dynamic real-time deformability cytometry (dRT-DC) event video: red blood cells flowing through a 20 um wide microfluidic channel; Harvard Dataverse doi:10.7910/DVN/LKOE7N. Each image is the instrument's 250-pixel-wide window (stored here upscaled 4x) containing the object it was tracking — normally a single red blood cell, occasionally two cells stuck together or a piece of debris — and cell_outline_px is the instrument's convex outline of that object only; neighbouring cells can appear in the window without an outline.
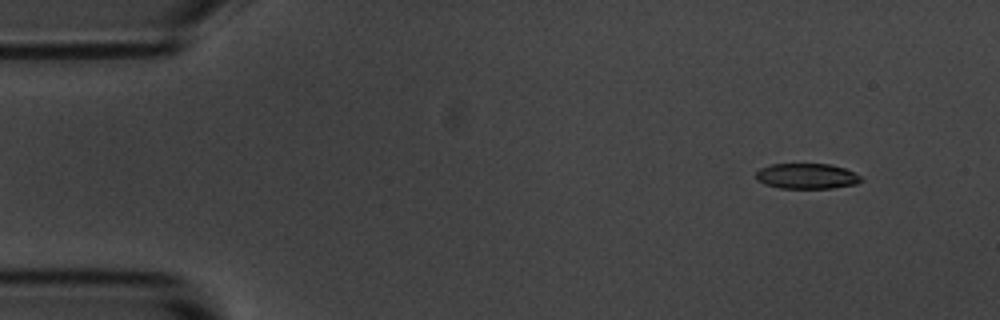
{"species": "common noctule bat (a hibernating species)", "species_latin": "Nyctalus noctula", "temperature_condition": "room temperature", "stored_images_in_passage": 7, "camera_frame_rate_fps": 3000, "um_per_image_px": 0.085, "animal": {"sex": "male", "body_mass_g": 20.1, "forearm_length_mm": 53.5}, "frame": {"image": 1, "passage_image": 2, "time_ms": 1.333, "image_size_px": [1000, 320], "cell_outline_px": [[864, 180], [856, 184], [832, 188], [780, 188], [764, 184], [756, 180], [756, 172], [760, 168], [772, 164], [828, 164], [844, 168], [856, 172]], "centroid_in_image_um": [68.58, 14.97], "position_along_channel_um": 16.4, "area_um2": 15.66}}
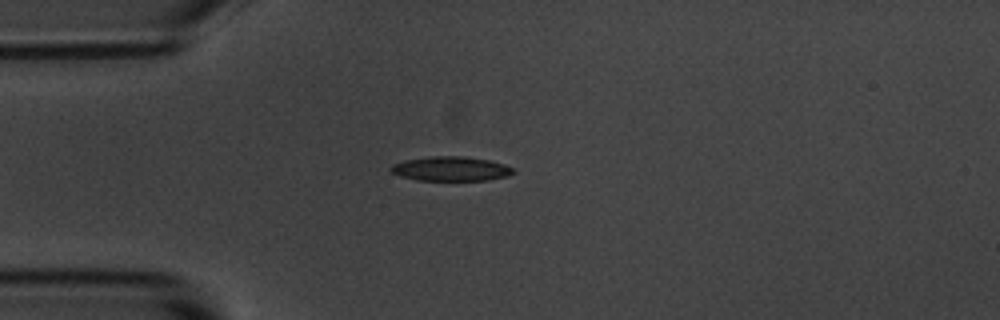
{"frame": {"image": 2, "passage_image": 4, "time_ms": 4.333, "image_size_px": [1000, 320], "cell_outline_px": [[516, 172], [508, 176], [488, 180], [416, 180], [400, 176], [392, 172], [388, 168], [392, 164], [404, 160], [432, 156], [460, 156], [488, 160], [504, 164], [512, 168]], "centroid_in_image_um": [38.3, 14.35], "position_along_channel_um": 46.7, "area_um2": 17.4}}
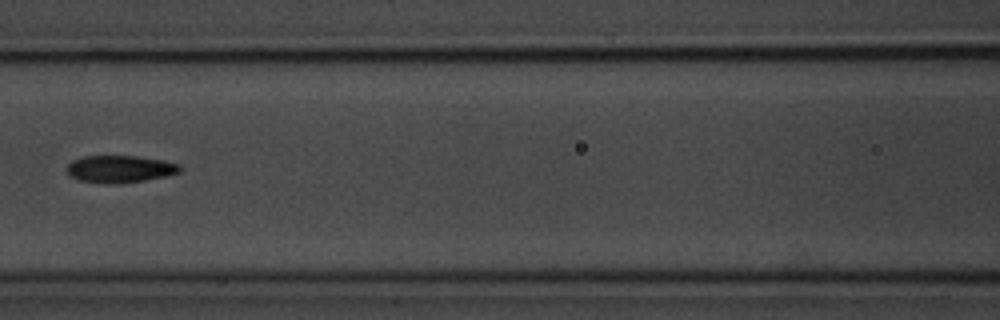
{"frame": {"image": 3, "passage_image": 7, "time_ms": 7.667, "image_size_px": [1000, 320], "cell_outline_px": [[180, 172], [164, 176], [144, 180], [112, 184], [104, 184], [80, 180], [72, 176], [68, 172], [68, 164], [72, 160], [84, 156], [136, 156], [164, 160], [180, 164]], "centroid_in_image_um": [10.2, 14.36], "position_along_channel_um": 156.4, "area_um2": 17.74}}